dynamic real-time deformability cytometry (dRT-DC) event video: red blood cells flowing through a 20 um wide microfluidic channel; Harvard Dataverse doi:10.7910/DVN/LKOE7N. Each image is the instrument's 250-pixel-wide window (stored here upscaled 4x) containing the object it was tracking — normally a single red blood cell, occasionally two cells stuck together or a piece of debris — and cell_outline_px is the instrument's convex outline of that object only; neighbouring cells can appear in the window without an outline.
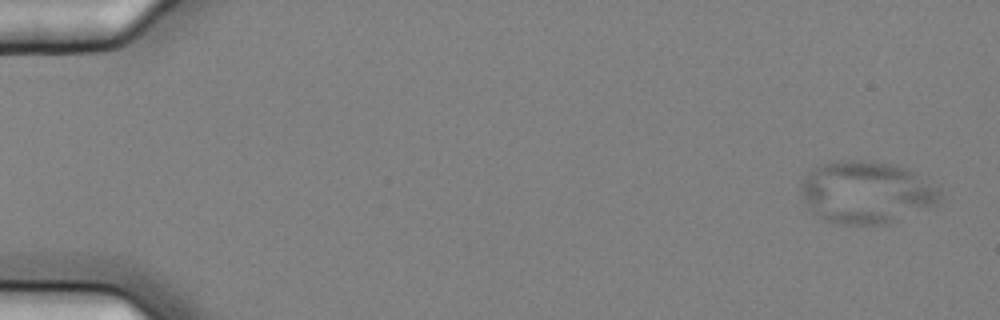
{"species": "common noctule bat (a hibernating species)", "species_latin": "Nyctalus noctula", "temperature_condition": "cold", "stored_images_in_passage": 6, "camera_frame_rate_fps": 3000, "um_per_image_px": 0.085, "animal": {"sex": "female", "body_mass_g": 25.1}, "frame": {"image": 1, "passage_image": 1, "time_ms": 0.0, "image_size_px": [1000, 320], "cell_outline_px": [[940, 200], [932, 208], [880, 224], [848, 224], [824, 220], [800, 200], [800, 180], [816, 168], [824, 164], [840, 160], [872, 160], [892, 164], [908, 168], [940, 188]], "centroid_in_image_um": [73.64, 16.33], "position_along_channel_um": 11.4, "area_um2": 50.46}}
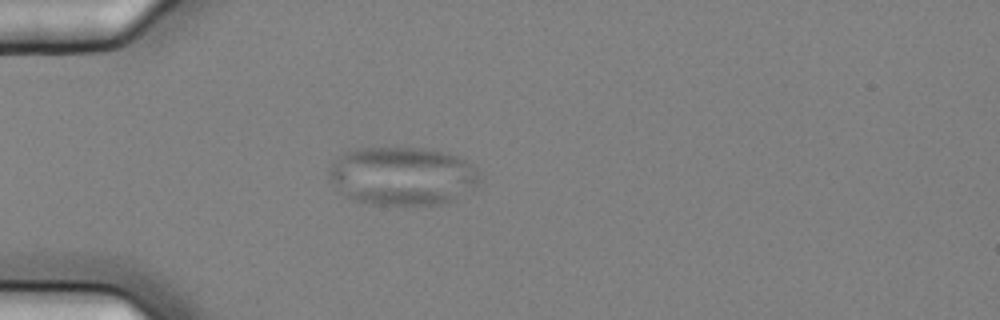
{"frame": {"image": 2, "passage_image": 5, "time_ms": 1.333, "image_size_px": [1000, 320], "cell_outline_px": [[480, 176], [476, 188], [444, 204], [372, 204], [352, 200], [344, 196], [340, 192], [328, 176], [328, 172], [332, 164], [344, 152], [356, 148], [432, 148], [448, 152], [472, 164], [476, 168]], "centroid_in_image_um": [34.22, 14.95], "position_along_channel_um": 50.8, "area_um2": 51.56}}